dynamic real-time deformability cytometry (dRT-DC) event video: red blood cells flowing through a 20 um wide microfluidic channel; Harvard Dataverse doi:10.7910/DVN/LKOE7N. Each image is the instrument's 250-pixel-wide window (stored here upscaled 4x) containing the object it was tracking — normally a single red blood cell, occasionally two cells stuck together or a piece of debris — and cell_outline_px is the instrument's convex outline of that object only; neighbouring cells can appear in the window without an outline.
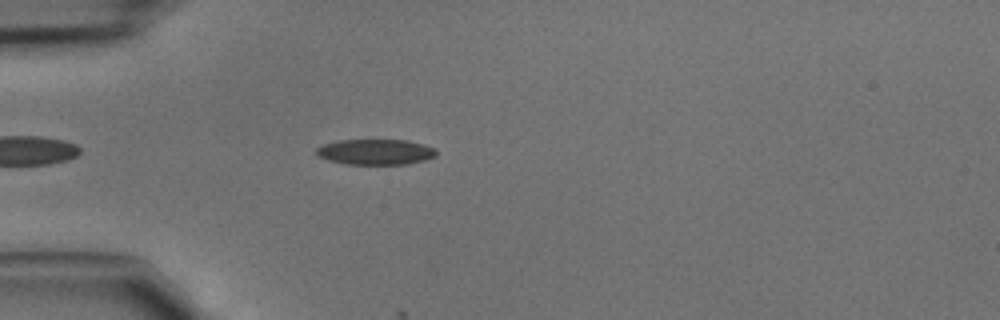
{"species": "common noctule bat (a hibernating species)", "species_latin": "Nyctalus noctula", "temperature_condition": "cold", "stored_images_in_passage": 7, "camera_frame_rate_fps": 3000, "um_per_image_px": 0.085, "animal": {"sex": "male", "body_mass_g": 15.6}, "frame": {"image": 1, "passage_image": 5, "time_ms": 1.333, "image_size_px": [1000, 320], "cell_outline_px": [[436, 156], [424, 160], [408, 164], [348, 164], [328, 160], [320, 156], [316, 152], [316, 148], [324, 144], [336, 140], [408, 140], [424, 144], [436, 148]], "centroid_in_image_um": [31.95, 12.9], "position_along_channel_um": 53.0, "area_um2": 17.86}}